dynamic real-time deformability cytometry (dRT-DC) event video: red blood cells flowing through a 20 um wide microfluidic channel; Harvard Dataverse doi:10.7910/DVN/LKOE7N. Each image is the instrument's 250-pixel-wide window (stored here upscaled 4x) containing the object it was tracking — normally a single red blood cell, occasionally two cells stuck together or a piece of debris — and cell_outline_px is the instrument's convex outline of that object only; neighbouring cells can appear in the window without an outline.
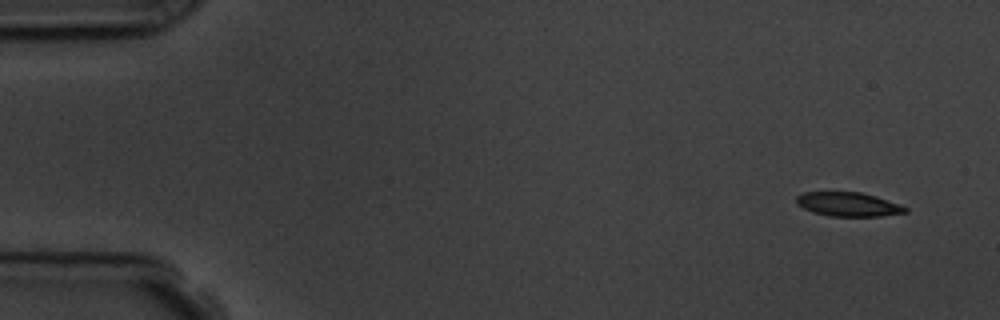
{"species": "common noctule bat (a hibernating species)", "species_latin": "Nyctalus noctula", "temperature_condition": "room temperature", "stored_images_in_passage": 5, "camera_frame_rate_fps": 3000, "um_per_image_px": 0.085, "animal": {"sex": "male", "body_mass_g": 19.5, "forearm_length_mm": 54.6}, "frame": {"image": 1, "passage_image": 1, "time_ms": 0.0, "image_size_px": [1000, 320], "cell_outline_px": [[908, 212], [880, 216], [828, 216], [812, 212], [796, 204], [796, 196], [804, 192], [860, 192], [876, 196], [900, 204], [908, 208]], "centroid_in_image_um": [72.1, 17.36], "position_along_channel_um": 12.9, "area_um2": 15.32}}
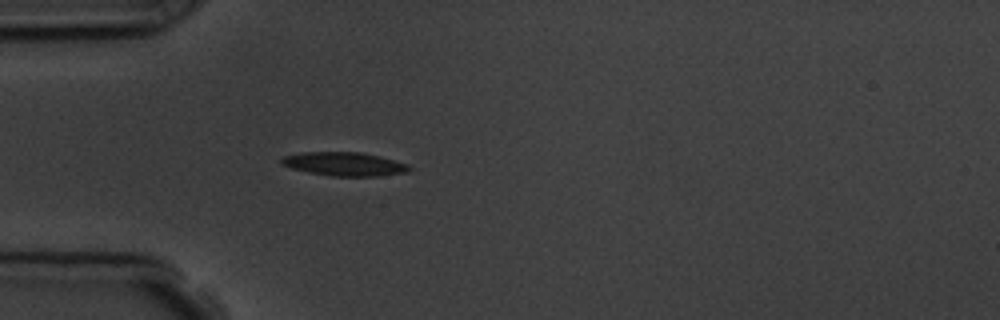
{"frame": {"image": 2, "passage_image": 5, "time_ms": 4.333, "image_size_px": [1000, 320], "cell_outline_px": [[412, 168], [408, 172], [376, 176], [332, 176], [308, 172], [292, 168], [284, 164], [280, 160], [284, 156], [300, 152], [360, 152], [380, 156], [408, 164]], "centroid_in_image_um": [29.3, 13.94], "position_along_channel_um": 55.7, "area_um2": 17.51}}